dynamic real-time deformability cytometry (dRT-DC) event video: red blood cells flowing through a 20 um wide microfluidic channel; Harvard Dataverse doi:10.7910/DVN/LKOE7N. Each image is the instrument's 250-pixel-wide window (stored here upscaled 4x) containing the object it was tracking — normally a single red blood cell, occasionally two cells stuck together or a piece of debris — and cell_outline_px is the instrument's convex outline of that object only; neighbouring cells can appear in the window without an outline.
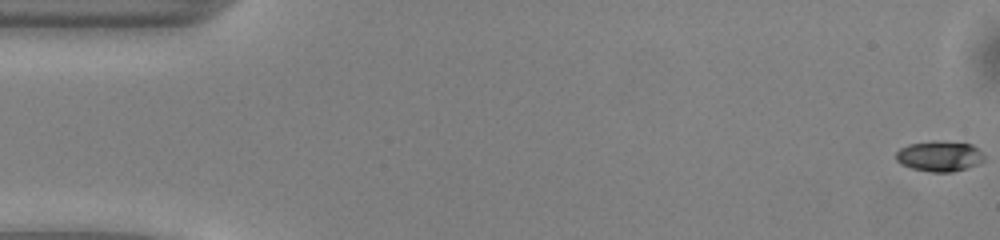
{"species": "common noctule bat (a hibernating species)", "species_latin": "Nyctalus noctula", "temperature_condition": "warm", "stored_images_in_passage": 51, "camera_frame_rate_fps": 3000, "um_per_image_px": 0.085, "animal": {"sex": "male", "body_mass_g": 13.0, "forearm_length_mm": 53.1}, "frame": {"image": 1, "passage_image": 1, "time_ms": 0.0, "image_size_px": [1000, 240], "cell_outline_px": [[984, 160], [968, 168], [952, 172], [932, 172], [912, 168], [900, 164], [896, 160], [896, 152], [900, 148], [908, 144], [932, 140], [936, 140], [972, 144], [984, 156]], "centroid_in_image_um": [79.82, 13.27], "position_along_channel_um": 5.2, "area_um2": 15.72}}
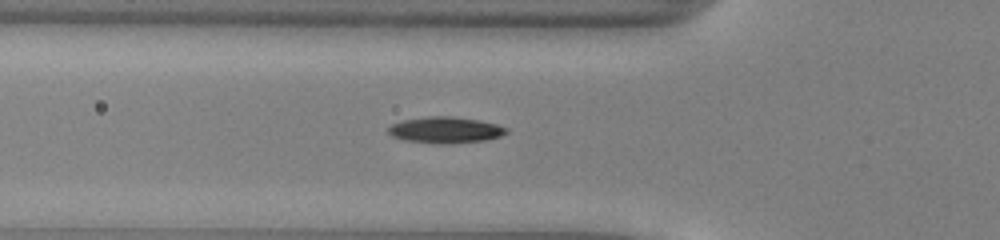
{"frame": {"image": 2, "passage_image": 18, "time_ms": 5.667, "image_size_px": [1000, 240], "cell_outline_px": [[508, 132], [500, 136], [488, 140], [448, 144], [436, 144], [408, 140], [392, 136], [388, 132], [388, 128], [392, 124], [404, 120], [428, 116], [452, 116], [480, 120], [496, 124], [508, 128]], "centroid_in_image_um": [37.9, 11.05], "position_along_channel_um": 87.9, "area_um2": 18.09}}
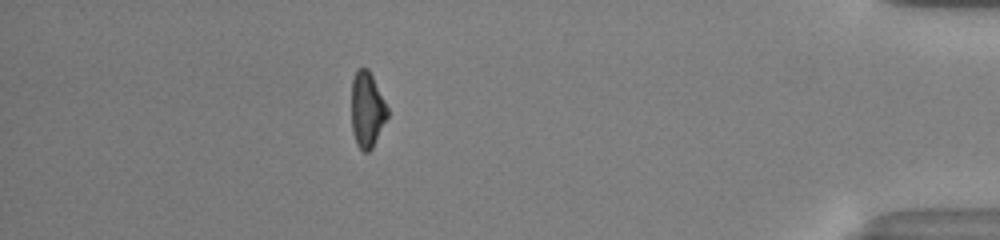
{"frame": {"image": 3, "passage_image": 45, "time_ms": 14.667, "image_size_px": [1000, 240], "cell_outline_px": [[388, 116], [372, 148], [368, 152], [364, 152], [356, 144], [352, 132], [352, 80], [356, 68], [368, 68], [388, 108]], "centroid_in_image_um": [31.19, 9.32], "position_along_channel_um": 404.0, "area_um2": 15.78}, "authors_computed_cell_mechanics": {"area_um2": 16.2996, "velocity_mm_per_s": 4.0993, "shape_relaxation_time_tau1_ms": 2.9551, "shape_relaxation_time_tau2_ms": 6.6511, "deformation_change_tau1": 0.1216, "deformation_change_tau2": 0.173}}